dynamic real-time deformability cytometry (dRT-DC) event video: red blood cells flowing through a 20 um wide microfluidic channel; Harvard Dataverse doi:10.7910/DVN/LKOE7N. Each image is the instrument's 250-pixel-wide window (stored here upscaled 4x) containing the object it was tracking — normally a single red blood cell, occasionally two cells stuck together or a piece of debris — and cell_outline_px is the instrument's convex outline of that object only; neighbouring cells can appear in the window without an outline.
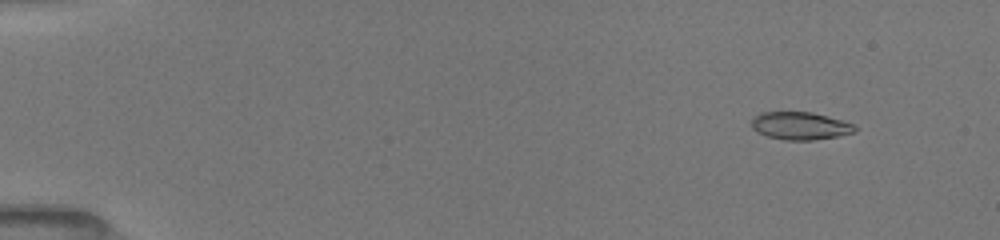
{"species": "common noctule bat (a hibernating species)", "species_latin": "Nyctalus noctula", "temperature_condition": "room temperature", "stored_images_in_passage": 53, "camera_frame_rate_fps": 3000, "um_per_image_px": 0.085, "animal": {"sex": "female", "body_mass_g": 19.5, "forearm_length_mm": 54.1}, "frame": {"image": 1, "passage_image": 6, "time_ms": 1.667, "image_size_px": [1000, 240], "cell_outline_px": [[860, 128], [856, 132], [836, 136], [812, 140], [784, 140], [768, 136], [756, 132], [752, 128], [752, 120], [756, 116], [764, 112], [812, 112], [844, 120]], "centroid_in_image_um": [68.06, 10.69], "position_along_channel_um": 16.9, "area_um2": 16.7}}
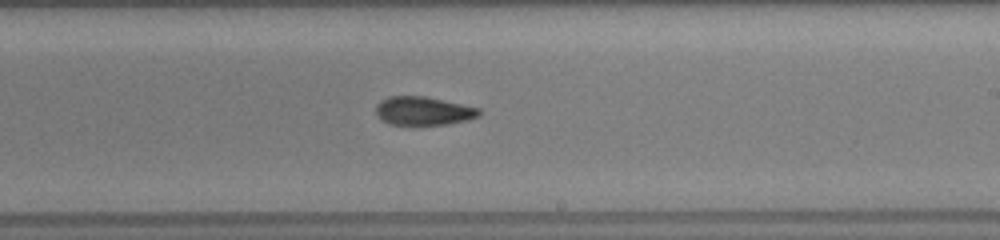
{"frame": {"image": 2, "passage_image": 33, "time_ms": 10.667, "image_size_px": [1000, 240], "cell_outline_px": [[480, 116], [468, 120], [448, 124], [416, 128], [388, 124], [380, 120], [376, 116], [376, 104], [380, 100], [388, 96], [424, 96], [480, 108]], "centroid_in_image_um": [35.93, 9.48], "position_along_channel_um": 253.1, "area_um2": 18.09}}
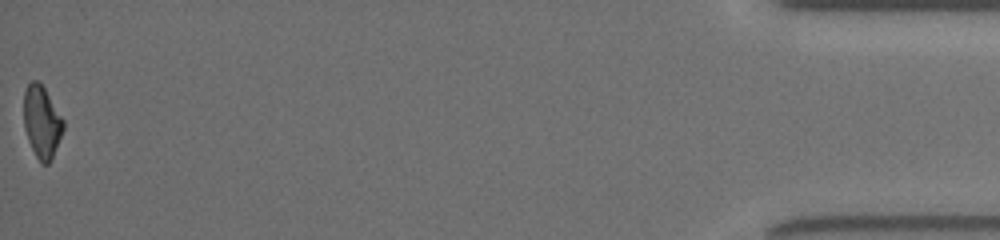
{"frame": {"image": 3, "passage_image": 53, "time_ms": 17.333, "image_size_px": [1000, 240], "cell_outline_px": [[64, 128], [52, 160], [48, 164], [40, 164], [28, 140], [24, 128], [24, 92], [28, 84], [32, 80], [36, 80], [44, 88], [64, 120]], "centroid_in_image_um": [3.56, 10.4], "position_along_channel_um": 431.6, "area_um2": 16.59}, "authors_computed_cell_mechanics": {"area_um2": 17.2244, "velocity_mm_per_s": 4.005, "shape_relaxation_time_tau1_ms": null, "shape_relaxation_time_tau2_ms": 5.3011, "deformation_change_tau1": null, "deformation_change_tau2": 0.131}}